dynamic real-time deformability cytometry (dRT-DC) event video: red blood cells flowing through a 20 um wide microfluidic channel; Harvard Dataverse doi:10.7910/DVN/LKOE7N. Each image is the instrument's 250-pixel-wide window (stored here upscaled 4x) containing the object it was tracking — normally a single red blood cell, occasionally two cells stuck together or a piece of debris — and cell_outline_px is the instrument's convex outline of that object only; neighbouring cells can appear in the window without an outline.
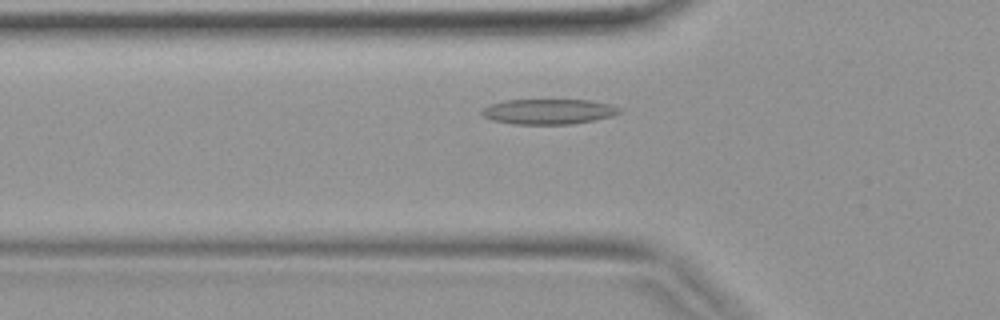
{"species": "common noctule bat (a hibernating species)", "species_latin": "Nyctalus noctula", "temperature_condition": "warm", "stored_images_in_passage": 35, "camera_frame_rate_fps": 3000, "um_per_image_px": 0.085, "animal": {"sex": "female", "body_mass_g": 19.9}, "frame": {"image": 1, "passage_image": 8, "time_ms": 2.333, "image_size_px": [1000, 320], "cell_outline_px": [[624, 108], [620, 112], [612, 116], [572, 124], [512, 124], [492, 120], [484, 116], [480, 112], [488, 104], [504, 100], [592, 100]], "centroid_in_image_um": [46.61, 9.48], "position_along_channel_um": 79.2, "area_um2": 20.29}}
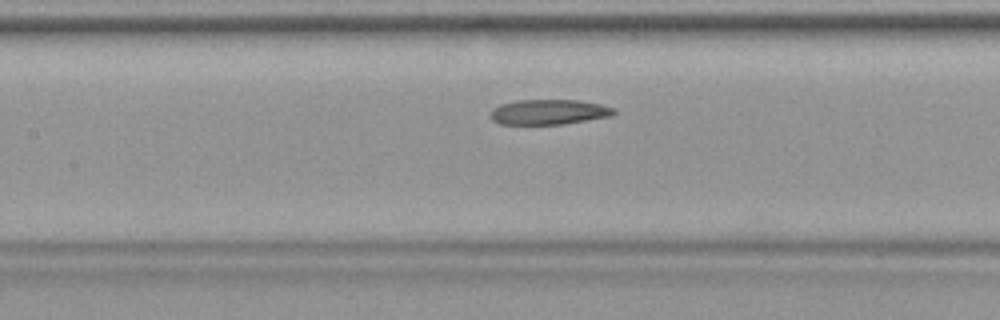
{"frame": {"image": 2, "passage_image": 13, "time_ms": 4.0, "image_size_px": [1000, 320], "cell_outline_px": [[616, 112], [612, 116], [564, 124], [500, 124], [492, 120], [492, 108], [500, 104], [520, 100], [580, 100], [600, 104], [616, 108]], "centroid_in_image_um": [46.69, 9.52], "position_along_channel_um": 160.7, "area_um2": 18.09}}
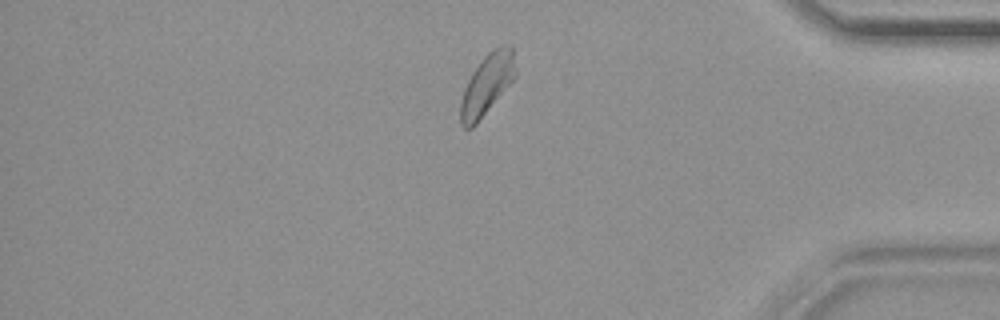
{"frame": {"image": 3, "passage_image": 29, "time_ms": 9.333, "image_size_px": [1000, 320], "cell_outline_px": [[516, 76], [476, 124], [472, 128], [464, 128], [460, 124], [460, 100], [464, 88], [472, 72], [484, 56], [492, 48], [500, 44], [512, 44], [516, 72]], "centroid_in_image_um": [41.39, 7.14], "position_along_channel_um": 393.8, "area_um2": 19.54}}